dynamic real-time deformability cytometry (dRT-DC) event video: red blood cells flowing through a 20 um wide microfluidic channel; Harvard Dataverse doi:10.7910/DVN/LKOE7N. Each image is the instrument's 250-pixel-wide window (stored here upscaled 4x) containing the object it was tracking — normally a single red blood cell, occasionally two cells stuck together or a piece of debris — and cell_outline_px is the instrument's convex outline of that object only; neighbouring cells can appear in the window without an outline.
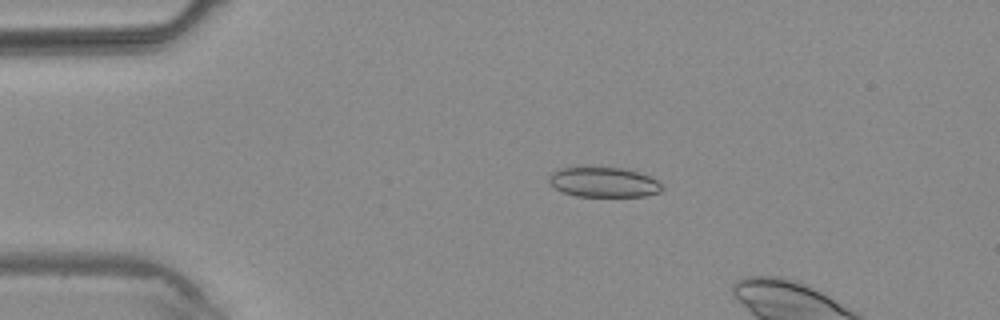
{"species": "common noctule bat (a hibernating species)", "species_latin": "Nyctalus noctula", "temperature_condition": "warm", "stored_images_in_passage": 5, "camera_frame_rate_fps": 3000, "um_per_image_px": 0.085, "animal": {"sex": "male", "body_mass_g": 20.4}, "frame": {"image": 1, "passage_image": 2, "time_ms": 1.333, "image_size_px": [1000, 320], "cell_outline_px": [[664, 188], [660, 192], [644, 196], [576, 196], [564, 192], [556, 188], [548, 180], [548, 176], [552, 172], [560, 168], [580, 164], [592, 164], [628, 168], [648, 176], [656, 180]], "centroid_in_image_um": [51.26, 15.41], "position_along_channel_um": 33.7, "area_um2": 20.63}}